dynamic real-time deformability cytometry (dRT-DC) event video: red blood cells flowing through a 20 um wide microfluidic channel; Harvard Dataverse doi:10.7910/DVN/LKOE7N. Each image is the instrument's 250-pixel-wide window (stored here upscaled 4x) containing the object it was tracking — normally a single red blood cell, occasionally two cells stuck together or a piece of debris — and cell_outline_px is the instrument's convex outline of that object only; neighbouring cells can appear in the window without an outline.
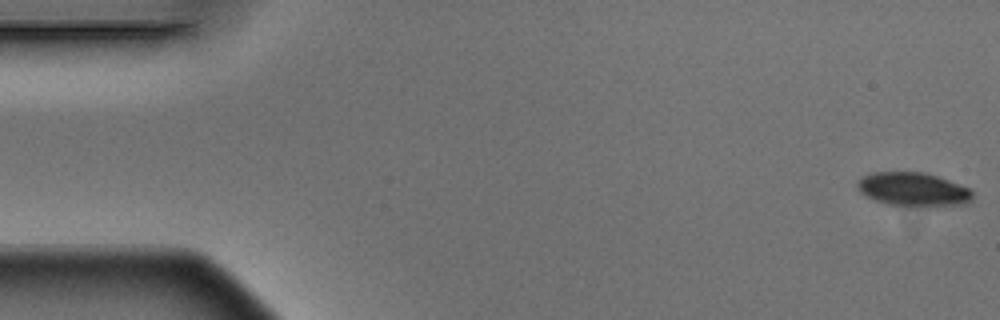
{"species": "Egyptian fruit bat (a non-hibernating species)", "species_latin": "Rousettus aegyptiacus", "temperature_condition": "warm", "stored_images_in_passage": 5, "camera_frame_rate_fps": 3000, "um_per_image_px": 0.085, "animal": {"sex": "male"}, "frame": {"image": 1, "passage_image": 1, "time_ms": 0.0, "image_size_px": [1000, 320], "cell_outline_px": [[972, 200], [968, 204], [928, 208], [888, 204], [872, 200], [860, 192], [856, 188], [856, 180], [872, 172], [924, 172], [972, 188]], "centroid_in_image_um": [77.64, 16.13], "position_along_channel_um": 7.4, "area_um2": 23.35}}
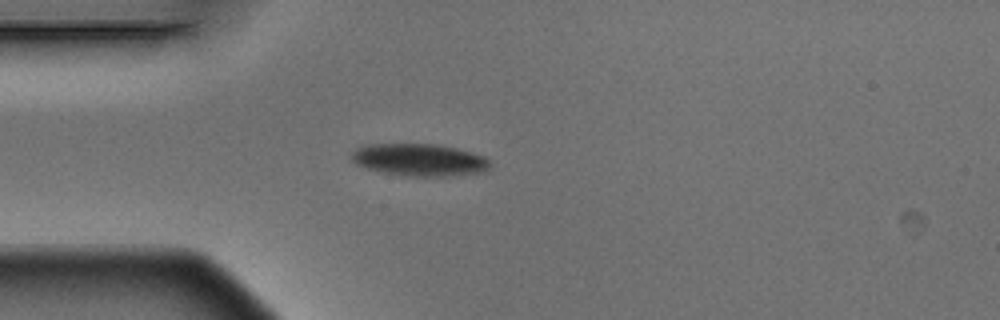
{"frame": {"image": 2, "passage_image": 4, "time_ms": 1.0, "image_size_px": [1000, 320], "cell_outline_px": [[492, 164], [488, 172], [452, 176], [408, 176], [384, 172], [364, 168], [356, 164], [352, 160], [352, 152], [356, 148], [364, 144], [436, 144], [456, 148], [484, 156]], "centroid_in_image_um": [35.68, 13.59], "position_along_channel_um": 49.3, "area_um2": 26.3}}